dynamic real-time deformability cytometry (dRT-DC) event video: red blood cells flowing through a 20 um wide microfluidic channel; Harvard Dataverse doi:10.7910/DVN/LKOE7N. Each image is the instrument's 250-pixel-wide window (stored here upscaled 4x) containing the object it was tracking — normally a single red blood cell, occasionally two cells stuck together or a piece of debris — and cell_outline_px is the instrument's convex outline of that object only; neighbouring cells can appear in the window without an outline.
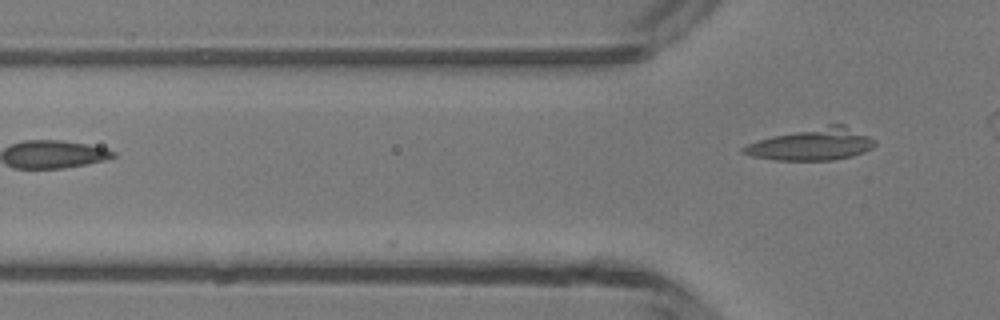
{"species": "common noctule bat (a hibernating species)", "species_latin": "Nyctalus noctula", "temperature_condition": "room temperature", "stored_images_in_passage": 2, "camera_frame_rate_fps": 3000, "um_per_image_px": 0.085, "animal": {"sex": "male", "body_mass_g": 13.3}, "frame": {"image": 1, "passage_image": 2, "time_ms": 0.333, "image_size_px": [1000, 320], "cell_outline_px": [[876, 144], [872, 148], [864, 152], [852, 156], [832, 160], [772, 160], [752, 156], [740, 152], [740, 148], [748, 144], [772, 136], [828, 124], [844, 124], [876, 140]], "centroid_in_image_um": [69.03, 12.27], "position_along_channel_um": 56.8, "area_um2": 24.45}}